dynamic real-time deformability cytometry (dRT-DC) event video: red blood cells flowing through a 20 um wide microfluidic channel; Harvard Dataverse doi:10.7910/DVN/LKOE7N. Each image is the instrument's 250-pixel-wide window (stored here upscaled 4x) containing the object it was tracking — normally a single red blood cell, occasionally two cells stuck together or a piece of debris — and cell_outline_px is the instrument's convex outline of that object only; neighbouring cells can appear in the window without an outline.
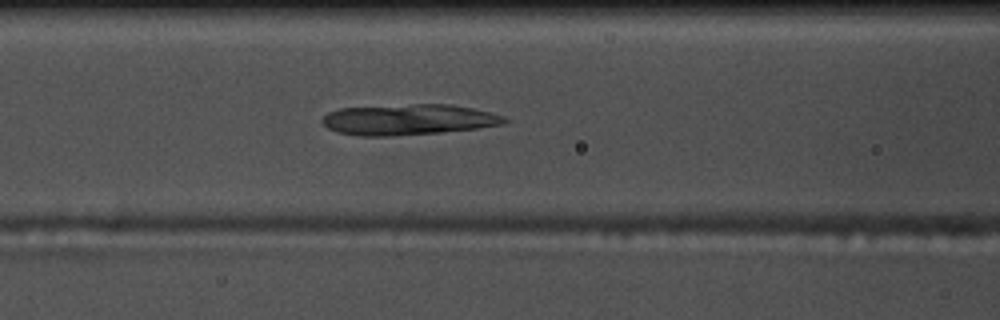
{"species": "common noctule bat (a hibernating species)", "species_latin": "Nyctalus noctula", "temperature_condition": "warm", "stored_images_in_passage": 25, "camera_frame_rate_fps": 3000, "um_per_image_px": 0.085, "animal": {"sex": "male", "body_mass_g": 17.5, "forearm_length_mm": 52.3}, "frame": {"image": 1, "passage_image": 6, "time_ms": 1.667, "image_size_px": [1000, 320], "cell_outline_px": [[508, 120], [504, 124], [476, 128], [440, 132], [384, 136], [360, 136], [336, 132], [328, 128], [320, 120], [328, 112], [340, 108], [412, 104], [448, 104], [472, 108], [504, 116]], "centroid_in_image_um": [34.68, 10.16], "position_along_channel_um": 131.9, "area_um2": 32.43}}
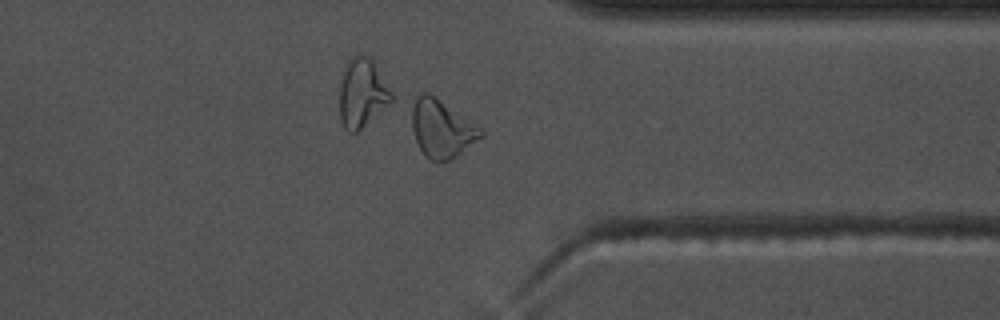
{"frame": {"image": 2, "passage_image": 20, "time_ms": 6.333, "image_size_px": [1000, 320], "cell_outline_px": [[484, 136], [456, 156], [448, 160], [436, 164], [428, 160], [424, 156], [416, 140], [412, 128], [412, 108], [420, 92], [428, 92], [436, 96], [480, 128], [484, 132]], "centroid_in_image_um": [37.53, 10.97], "position_along_channel_um": 373.9, "area_um2": 23.18}}